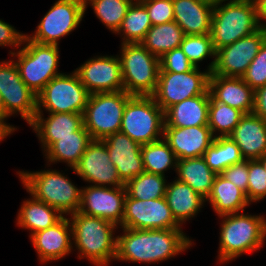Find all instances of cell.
Masks as SVG:
<instances>
[{"mask_svg": "<svg viewBox=\"0 0 266 266\" xmlns=\"http://www.w3.org/2000/svg\"><path fill=\"white\" fill-rule=\"evenodd\" d=\"M122 229L124 234L117 236V260L134 263L161 262L192 245L181 229Z\"/></svg>", "mask_w": 266, "mask_h": 266, "instance_id": "cell-1", "label": "cell"}, {"mask_svg": "<svg viewBox=\"0 0 266 266\" xmlns=\"http://www.w3.org/2000/svg\"><path fill=\"white\" fill-rule=\"evenodd\" d=\"M69 220L79 259L85 257L97 266H107L111 259H116L117 237H113V230L117 225L79 211L71 214Z\"/></svg>", "mask_w": 266, "mask_h": 266, "instance_id": "cell-2", "label": "cell"}, {"mask_svg": "<svg viewBox=\"0 0 266 266\" xmlns=\"http://www.w3.org/2000/svg\"><path fill=\"white\" fill-rule=\"evenodd\" d=\"M214 6L210 36L215 51L256 32L261 26L255 0H230Z\"/></svg>", "mask_w": 266, "mask_h": 266, "instance_id": "cell-3", "label": "cell"}, {"mask_svg": "<svg viewBox=\"0 0 266 266\" xmlns=\"http://www.w3.org/2000/svg\"><path fill=\"white\" fill-rule=\"evenodd\" d=\"M221 223L219 261L226 262L244 253L256 251L263 246L266 238L264 216L239 213L219 216Z\"/></svg>", "mask_w": 266, "mask_h": 266, "instance_id": "cell-4", "label": "cell"}, {"mask_svg": "<svg viewBox=\"0 0 266 266\" xmlns=\"http://www.w3.org/2000/svg\"><path fill=\"white\" fill-rule=\"evenodd\" d=\"M27 192L63 214H74L81 205L82 189H78L57 170L18 172Z\"/></svg>", "mask_w": 266, "mask_h": 266, "instance_id": "cell-5", "label": "cell"}, {"mask_svg": "<svg viewBox=\"0 0 266 266\" xmlns=\"http://www.w3.org/2000/svg\"><path fill=\"white\" fill-rule=\"evenodd\" d=\"M26 43L17 52L15 61L20 77L27 87L38 95L45 85L61 73H58L59 49L58 45L40 44L30 40L27 35L23 39Z\"/></svg>", "mask_w": 266, "mask_h": 266, "instance_id": "cell-6", "label": "cell"}, {"mask_svg": "<svg viewBox=\"0 0 266 266\" xmlns=\"http://www.w3.org/2000/svg\"><path fill=\"white\" fill-rule=\"evenodd\" d=\"M121 45L119 60L124 91L131 95L151 96L157 86L160 58L141 43Z\"/></svg>", "mask_w": 266, "mask_h": 266, "instance_id": "cell-7", "label": "cell"}, {"mask_svg": "<svg viewBox=\"0 0 266 266\" xmlns=\"http://www.w3.org/2000/svg\"><path fill=\"white\" fill-rule=\"evenodd\" d=\"M164 123V111L152 96L133 95L124 108L120 132L144 145L161 140Z\"/></svg>", "mask_w": 266, "mask_h": 266, "instance_id": "cell-8", "label": "cell"}, {"mask_svg": "<svg viewBox=\"0 0 266 266\" xmlns=\"http://www.w3.org/2000/svg\"><path fill=\"white\" fill-rule=\"evenodd\" d=\"M132 96L124 90L89 95L83 113V125L93 140H104L120 132L123 111Z\"/></svg>", "mask_w": 266, "mask_h": 266, "instance_id": "cell-9", "label": "cell"}, {"mask_svg": "<svg viewBox=\"0 0 266 266\" xmlns=\"http://www.w3.org/2000/svg\"><path fill=\"white\" fill-rule=\"evenodd\" d=\"M89 95L75 71L71 74L61 73L37 95V110L43 107L49 113L83 114Z\"/></svg>", "mask_w": 266, "mask_h": 266, "instance_id": "cell-10", "label": "cell"}, {"mask_svg": "<svg viewBox=\"0 0 266 266\" xmlns=\"http://www.w3.org/2000/svg\"><path fill=\"white\" fill-rule=\"evenodd\" d=\"M198 67L189 72H159L155 92L151 95L165 112L172 105L185 99L209 93L211 72H200Z\"/></svg>", "mask_w": 266, "mask_h": 266, "instance_id": "cell-11", "label": "cell"}, {"mask_svg": "<svg viewBox=\"0 0 266 266\" xmlns=\"http://www.w3.org/2000/svg\"><path fill=\"white\" fill-rule=\"evenodd\" d=\"M266 39V28L245 36L216 51V58L208 66L210 75L242 77Z\"/></svg>", "mask_w": 266, "mask_h": 266, "instance_id": "cell-12", "label": "cell"}, {"mask_svg": "<svg viewBox=\"0 0 266 266\" xmlns=\"http://www.w3.org/2000/svg\"><path fill=\"white\" fill-rule=\"evenodd\" d=\"M84 0H58L42 18L35 34L27 37L40 44L59 45L81 22L86 8Z\"/></svg>", "mask_w": 266, "mask_h": 266, "instance_id": "cell-13", "label": "cell"}, {"mask_svg": "<svg viewBox=\"0 0 266 266\" xmlns=\"http://www.w3.org/2000/svg\"><path fill=\"white\" fill-rule=\"evenodd\" d=\"M0 94L5 115L21 114L30 124L37 113V95L22 81L13 60L0 62Z\"/></svg>", "mask_w": 266, "mask_h": 266, "instance_id": "cell-14", "label": "cell"}, {"mask_svg": "<svg viewBox=\"0 0 266 266\" xmlns=\"http://www.w3.org/2000/svg\"><path fill=\"white\" fill-rule=\"evenodd\" d=\"M122 228L181 229L175 220L165 197L151 200H138L126 194Z\"/></svg>", "mask_w": 266, "mask_h": 266, "instance_id": "cell-15", "label": "cell"}, {"mask_svg": "<svg viewBox=\"0 0 266 266\" xmlns=\"http://www.w3.org/2000/svg\"><path fill=\"white\" fill-rule=\"evenodd\" d=\"M126 199L125 186L103 187L90 185L82 188L79 212L122 225Z\"/></svg>", "mask_w": 266, "mask_h": 266, "instance_id": "cell-16", "label": "cell"}, {"mask_svg": "<svg viewBox=\"0 0 266 266\" xmlns=\"http://www.w3.org/2000/svg\"><path fill=\"white\" fill-rule=\"evenodd\" d=\"M83 180L95 183L94 186L121 187L117 168L111 162L108 149L103 140H92L78 164L73 169Z\"/></svg>", "mask_w": 266, "mask_h": 266, "instance_id": "cell-17", "label": "cell"}, {"mask_svg": "<svg viewBox=\"0 0 266 266\" xmlns=\"http://www.w3.org/2000/svg\"><path fill=\"white\" fill-rule=\"evenodd\" d=\"M89 94L123 91L119 56H98L74 70Z\"/></svg>", "mask_w": 266, "mask_h": 266, "instance_id": "cell-18", "label": "cell"}, {"mask_svg": "<svg viewBox=\"0 0 266 266\" xmlns=\"http://www.w3.org/2000/svg\"><path fill=\"white\" fill-rule=\"evenodd\" d=\"M163 139L180 160L203 156L214 137L208 125L185 128L164 126Z\"/></svg>", "mask_w": 266, "mask_h": 266, "instance_id": "cell-19", "label": "cell"}, {"mask_svg": "<svg viewBox=\"0 0 266 266\" xmlns=\"http://www.w3.org/2000/svg\"><path fill=\"white\" fill-rule=\"evenodd\" d=\"M120 179L126 183L144 172L141 145L122 132L109 135L104 140Z\"/></svg>", "mask_w": 266, "mask_h": 266, "instance_id": "cell-20", "label": "cell"}, {"mask_svg": "<svg viewBox=\"0 0 266 266\" xmlns=\"http://www.w3.org/2000/svg\"><path fill=\"white\" fill-rule=\"evenodd\" d=\"M72 226L69 218L62 217L53 226L34 233L30 238L32 245L43 262L54 261L71 252Z\"/></svg>", "mask_w": 266, "mask_h": 266, "instance_id": "cell-21", "label": "cell"}, {"mask_svg": "<svg viewBox=\"0 0 266 266\" xmlns=\"http://www.w3.org/2000/svg\"><path fill=\"white\" fill-rule=\"evenodd\" d=\"M209 93L215 101L239 109L244 114L253 112L255 91L242 77L210 75Z\"/></svg>", "mask_w": 266, "mask_h": 266, "instance_id": "cell-22", "label": "cell"}, {"mask_svg": "<svg viewBox=\"0 0 266 266\" xmlns=\"http://www.w3.org/2000/svg\"><path fill=\"white\" fill-rule=\"evenodd\" d=\"M230 137L244 160L260 159L266 154V121L253 112L242 116Z\"/></svg>", "mask_w": 266, "mask_h": 266, "instance_id": "cell-23", "label": "cell"}, {"mask_svg": "<svg viewBox=\"0 0 266 266\" xmlns=\"http://www.w3.org/2000/svg\"><path fill=\"white\" fill-rule=\"evenodd\" d=\"M42 112L37 110L34 120L29 125L36 132L44 152L60 137L75 136V131L83 125V114L49 113V117L44 119Z\"/></svg>", "mask_w": 266, "mask_h": 266, "instance_id": "cell-24", "label": "cell"}, {"mask_svg": "<svg viewBox=\"0 0 266 266\" xmlns=\"http://www.w3.org/2000/svg\"><path fill=\"white\" fill-rule=\"evenodd\" d=\"M174 21L185 35L210 34L214 6L199 0H172Z\"/></svg>", "mask_w": 266, "mask_h": 266, "instance_id": "cell-25", "label": "cell"}, {"mask_svg": "<svg viewBox=\"0 0 266 266\" xmlns=\"http://www.w3.org/2000/svg\"><path fill=\"white\" fill-rule=\"evenodd\" d=\"M210 94L183 100L164 112V126L190 127L208 125Z\"/></svg>", "mask_w": 266, "mask_h": 266, "instance_id": "cell-26", "label": "cell"}, {"mask_svg": "<svg viewBox=\"0 0 266 266\" xmlns=\"http://www.w3.org/2000/svg\"><path fill=\"white\" fill-rule=\"evenodd\" d=\"M165 199L175 220L180 225L187 219L193 218L206 201L188 184L177 179L167 184Z\"/></svg>", "mask_w": 266, "mask_h": 266, "instance_id": "cell-27", "label": "cell"}, {"mask_svg": "<svg viewBox=\"0 0 266 266\" xmlns=\"http://www.w3.org/2000/svg\"><path fill=\"white\" fill-rule=\"evenodd\" d=\"M206 201L219 216L242 212L250 204L246 193L221 174H217Z\"/></svg>", "mask_w": 266, "mask_h": 266, "instance_id": "cell-28", "label": "cell"}, {"mask_svg": "<svg viewBox=\"0 0 266 266\" xmlns=\"http://www.w3.org/2000/svg\"><path fill=\"white\" fill-rule=\"evenodd\" d=\"M176 172L177 180L188 184L204 199L209 196L217 176L206 164L203 156L177 160Z\"/></svg>", "mask_w": 266, "mask_h": 266, "instance_id": "cell-29", "label": "cell"}, {"mask_svg": "<svg viewBox=\"0 0 266 266\" xmlns=\"http://www.w3.org/2000/svg\"><path fill=\"white\" fill-rule=\"evenodd\" d=\"M92 140L90 133L82 125L75 131V136L60 137L45 151L47 163L63 161L74 169Z\"/></svg>", "mask_w": 266, "mask_h": 266, "instance_id": "cell-30", "label": "cell"}, {"mask_svg": "<svg viewBox=\"0 0 266 266\" xmlns=\"http://www.w3.org/2000/svg\"><path fill=\"white\" fill-rule=\"evenodd\" d=\"M31 196L32 199L23 202L17 216V225L30 230V237L53 226L63 217L55 208Z\"/></svg>", "mask_w": 266, "mask_h": 266, "instance_id": "cell-31", "label": "cell"}, {"mask_svg": "<svg viewBox=\"0 0 266 266\" xmlns=\"http://www.w3.org/2000/svg\"><path fill=\"white\" fill-rule=\"evenodd\" d=\"M184 36L182 28L175 21H171L161 25H153L141 44L150 53L160 58L166 52L180 47Z\"/></svg>", "mask_w": 266, "mask_h": 266, "instance_id": "cell-32", "label": "cell"}, {"mask_svg": "<svg viewBox=\"0 0 266 266\" xmlns=\"http://www.w3.org/2000/svg\"><path fill=\"white\" fill-rule=\"evenodd\" d=\"M203 157L216 174H221L224 169L244 160L240 148L230 136L214 138Z\"/></svg>", "mask_w": 266, "mask_h": 266, "instance_id": "cell-33", "label": "cell"}, {"mask_svg": "<svg viewBox=\"0 0 266 266\" xmlns=\"http://www.w3.org/2000/svg\"><path fill=\"white\" fill-rule=\"evenodd\" d=\"M144 171L164 176V171L177 167V157L169 144L162 138L159 141L141 145Z\"/></svg>", "mask_w": 266, "mask_h": 266, "instance_id": "cell-34", "label": "cell"}, {"mask_svg": "<svg viewBox=\"0 0 266 266\" xmlns=\"http://www.w3.org/2000/svg\"><path fill=\"white\" fill-rule=\"evenodd\" d=\"M152 27L146 7L142 3H132L117 34H123V44L141 43Z\"/></svg>", "mask_w": 266, "mask_h": 266, "instance_id": "cell-35", "label": "cell"}, {"mask_svg": "<svg viewBox=\"0 0 266 266\" xmlns=\"http://www.w3.org/2000/svg\"><path fill=\"white\" fill-rule=\"evenodd\" d=\"M243 115L239 109L215 101L210 96L208 126L214 138L230 136ZM217 131L220 132L218 136L214 135Z\"/></svg>", "mask_w": 266, "mask_h": 266, "instance_id": "cell-36", "label": "cell"}, {"mask_svg": "<svg viewBox=\"0 0 266 266\" xmlns=\"http://www.w3.org/2000/svg\"><path fill=\"white\" fill-rule=\"evenodd\" d=\"M126 194L138 200L165 197L167 188L165 176L143 172L125 183Z\"/></svg>", "mask_w": 266, "mask_h": 266, "instance_id": "cell-37", "label": "cell"}, {"mask_svg": "<svg viewBox=\"0 0 266 266\" xmlns=\"http://www.w3.org/2000/svg\"><path fill=\"white\" fill-rule=\"evenodd\" d=\"M85 8L90 3L94 13L113 33L118 31L127 14L131 0H84ZM89 1V2H88ZM88 3V4H87Z\"/></svg>", "mask_w": 266, "mask_h": 266, "instance_id": "cell-38", "label": "cell"}, {"mask_svg": "<svg viewBox=\"0 0 266 266\" xmlns=\"http://www.w3.org/2000/svg\"><path fill=\"white\" fill-rule=\"evenodd\" d=\"M180 48L195 67H198V62L203 61L208 56L216 58V51L210 34L185 35Z\"/></svg>", "mask_w": 266, "mask_h": 266, "instance_id": "cell-39", "label": "cell"}, {"mask_svg": "<svg viewBox=\"0 0 266 266\" xmlns=\"http://www.w3.org/2000/svg\"><path fill=\"white\" fill-rule=\"evenodd\" d=\"M266 197V170L259 159L248 160L247 198L249 203Z\"/></svg>", "mask_w": 266, "mask_h": 266, "instance_id": "cell-40", "label": "cell"}, {"mask_svg": "<svg viewBox=\"0 0 266 266\" xmlns=\"http://www.w3.org/2000/svg\"><path fill=\"white\" fill-rule=\"evenodd\" d=\"M242 79L255 91L266 85V39Z\"/></svg>", "mask_w": 266, "mask_h": 266, "instance_id": "cell-41", "label": "cell"}, {"mask_svg": "<svg viewBox=\"0 0 266 266\" xmlns=\"http://www.w3.org/2000/svg\"><path fill=\"white\" fill-rule=\"evenodd\" d=\"M195 66L186 57L180 47L166 52L160 57L159 72L185 73L191 71Z\"/></svg>", "mask_w": 266, "mask_h": 266, "instance_id": "cell-42", "label": "cell"}, {"mask_svg": "<svg viewBox=\"0 0 266 266\" xmlns=\"http://www.w3.org/2000/svg\"><path fill=\"white\" fill-rule=\"evenodd\" d=\"M142 4L146 7L152 26L174 21L172 0H146Z\"/></svg>", "mask_w": 266, "mask_h": 266, "instance_id": "cell-43", "label": "cell"}, {"mask_svg": "<svg viewBox=\"0 0 266 266\" xmlns=\"http://www.w3.org/2000/svg\"><path fill=\"white\" fill-rule=\"evenodd\" d=\"M221 175L246 193L248 186V160L233 164L224 169Z\"/></svg>", "mask_w": 266, "mask_h": 266, "instance_id": "cell-44", "label": "cell"}, {"mask_svg": "<svg viewBox=\"0 0 266 266\" xmlns=\"http://www.w3.org/2000/svg\"><path fill=\"white\" fill-rule=\"evenodd\" d=\"M25 34L12 27V25L0 20V46H20L23 43Z\"/></svg>", "mask_w": 266, "mask_h": 266, "instance_id": "cell-45", "label": "cell"}, {"mask_svg": "<svg viewBox=\"0 0 266 266\" xmlns=\"http://www.w3.org/2000/svg\"><path fill=\"white\" fill-rule=\"evenodd\" d=\"M253 113L266 121V85L255 90Z\"/></svg>", "mask_w": 266, "mask_h": 266, "instance_id": "cell-46", "label": "cell"}, {"mask_svg": "<svg viewBox=\"0 0 266 266\" xmlns=\"http://www.w3.org/2000/svg\"><path fill=\"white\" fill-rule=\"evenodd\" d=\"M257 5V17L260 26L266 28V24H262L260 20H266V0H255Z\"/></svg>", "mask_w": 266, "mask_h": 266, "instance_id": "cell-47", "label": "cell"}, {"mask_svg": "<svg viewBox=\"0 0 266 266\" xmlns=\"http://www.w3.org/2000/svg\"><path fill=\"white\" fill-rule=\"evenodd\" d=\"M12 126L13 125H8L6 122L0 121V141L16 130V128Z\"/></svg>", "mask_w": 266, "mask_h": 266, "instance_id": "cell-48", "label": "cell"}, {"mask_svg": "<svg viewBox=\"0 0 266 266\" xmlns=\"http://www.w3.org/2000/svg\"><path fill=\"white\" fill-rule=\"evenodd\" d=\"M7 118L5 115L4 105L2 102L1 94H0V121L5 122L4 120Z\"/></svg>", "mask_w": 266, "mask_h": 266, "instance_id": "cell-49", "label": "cell"}, {"mask_svg": "<svg viewBox=\"0 0 266 266\" xmlns=\"http://www.w3.org/2000/svg\"><path fill=\"white\" fill-rule=\"evenodd\" d=\"M205 3H208L212 6H216L217 4H219L220 2L224 1V0H199Z\"/></svg>", "mask_w": 266, "mask_h": 266, "instance_id": "cell-50", "label": "cell"}, {"mask_svg": "<svg viewBox=\"0 0 266 266\" xmlns=\"http://www.w3.org/2000/svg\"><path fill=\"white\" fill-rule=\"evenodd\" d=\"M259 160L262 162V164L266 170V154L264 156H262Z\"/></svg>", "mask_w": 266, "mask_h": 266, "instance_id": "cell-51", "label": "cell"}, {"mask_svg": "<svg viewBox=\"0 0 266 266\" xmlns=\"http://www.w3.org/2000/svg\"><path fill=\"white\" fill-rule=\"evenodd\" d=\"M133 3H142V2H144V1H146V0H131Z\"/></svg>", "mask_w": 266, "mask_h": 266, "instance_id": "cell-52", "label": "cell"}]
</instances>
